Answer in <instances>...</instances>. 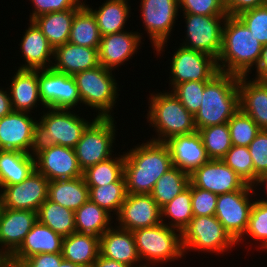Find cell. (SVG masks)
Instances as JSON below:
<instances>
[{"label": "cell", "instance_id": "obj_1", "mask_svg": "<svg viewBox=\"0 0 267 267\" xmlns=\"http://www.w3.org/2000/svg\"><path fill=\"white\" fill-rule=\"evenodd\" d=\"M124 152V179L127 194H151L157 180L173 167L164 142L144 140Z\"/></svg>", "mask_w": 267, "mask_h": 267}, {"label": "cell", "instance_id": "obj_2", "mask_svg": "<svg viewBox=\"0 0 267 267\" xmlns=\"http://www.w3.org/2000/svg\"><path fill=\"white\" fill-rule=\"evenodd\" d=\"M263 44L238 16L227 15L222 48L217 58L219 72L248 76L257 67Z\"/></svg>", "mask_w": 267, "mask_h": 267}, {"label": "cell", "instance_id": "obj_3", "mask_svg": "<svg viewBox=\"0 0 267 267\" xmlns=\"http://www.w3.org/2000/svg\"><path fill=\"white\" fill-rule=\"evenodd\" d=\"M239 76L219 72L206 85L202 104L194 115L196 130L228 123L240 109Z\"/></svg>", "mask_w": 267, "mask_h": 267}, {"label": "cell", "instance_id": "obj_4", "mask_svg": "<svg viewBox=\"0 0 267 267\" xmlns=\"http://www.w3.org/2000/svg\"><path fill=\"white\" fill-rule=\"evenodd\" d=\"M147 99L149 106L146 109V121L155 131V135L152 134L149 140L165 142L176 135H188L197 131L194 116L170 91L156 90Z\"/></svg>", "mask_w": 267, "mask_h": 267}, {"label": "cell", "instance_id": "obj_5", "mask_svg": "<svg viewBox=\"0 0 267 267\" xmlns=\"http://www.w3.org/2000/svg\"><path fill=\"white\" fill-rule=\"evenodd\" d=\"M133 232L137 253L144 267H161L184 259L181 232L162 222ZM162 264V265H161Z\"/></svg>", "mask_w": 267, "mask_h": 267}, {"label": "cell", "instance_id": "obj_6", "mask_svg": "<svg viewBox=\"0 0 267 267\" xmlns=\"http://www.w3.org/2000/svg\"><path fill=\"white\" fill-rule=\"evenodd\" d=\"M115 73L99 65L73 76L78 87L81 104L86 106L85 111L91 107L90 109L96 112V114L93 113L96 117H114L113 109L118 105L117 100L120 95V85L117 83ZM116 103L117 105H115Z\"/></svg>", "mask_w": 267, "mask_h": 267}, {"label": "cell", "instance_id": "obj_7", "mask_svg": "<svg viewBox=\"0 0 267 267\" xmlns=\"http://www.w3.org/2000/svg\"><path fill=\"white\" fill-rule=\"evenodd\" d=\"M81 111L71 109H43L38 119L37 146L59 145L74 148L87 126L96 118L88 120ZM79 113V114H77Z\"/></svg>", "mask_w": 267, "mask_h": 267}, {"label": "cell", "instance_id": "obj_8", "mask_svg": "<svg viewBox=\"0 0 267 267\" xmlns=\"http://www.w3.org/2000/svg\"><path fill=\"white\" fill-rule=\"evenodd\" d=\"M184 256L188 252L216 253L224 256L237 246V242L225 230L222 223L212 216H194L181 233Z\"/></svg>", "mask_w": 267, "mask_h": 267}, {"label": "cell", "instance_id": "obj_9", "mask_svg": "<svg viewBox=\"0 0 267 267\" xmlns=\"http://www.w3.org/2000/svg\"><path fill=\"white\" fill-rule=\"evenodd\" d=\"M115 121L114 117H96L83 132L74 147L82 171L115 155L113 148L118 130Z\"/></svg>", "mask_w": 267, "mask_h": 267}, {"label": "cell", "instance_id": "obj_10", "mask_svg": "<svg viewBox=\"0 0 267 267\" xmlns=\"http://www.w3.org/2000/svg\"><path fill=\"white\" fill-rule=\"evenodd\" d=\"M140 16L144 33L151 42L153 53L163 57L171 33L175 30L180 13L179 0H140ZM162 54V55H161Z\"/></svg>", "mask_w": 267, "mask_h": 267}, {"label": "cell", "instance_id": "obj_11", "mask_svg": "<svg viewBox=\"0 0 267 267\" xmlns=\"http://www.w3.org/2000/svg\"><path fill=\"white\" fill-rule=\"evenodd\" d=\"M185 40L179 45L218 58L222 48L223 26L227 15L205 16L182 13Z\"/></svg>", "mask_w": 267, "mask_h": 267}, {"label": "cell", "instance_id": "obj_12", "mask_svg": "<svg viewBox=\"0 0 267 267\" xmlns=\"http://www.w3.org/2000/svg\"><path fill=\"white\" fill-rule=\"evenodd\" d=\"M176 49V50H175ZM168 61L169 91L188 81L209 82L219 73L217 59L205 53L179 46Z\"/></svg>", "mask_w": 267, "mask_h": 267}, {"label": "cell", "instance_id": "obj_13", "mask_svg": "<svg viewBox=\"0 0 267 267\" xmlns=\"http://www.w3.org/2000/svg\"><path fill=\"white\" fill-rule=\"evenodd\" d=\"M254 196L249 184L242 190L218 195L215 216L236 242L246 231L251 208L255 201Z\"/></svg>", "mask_w": 267, "mask_h": 267}, {"label": "cell", "instance_id": "obj_14", "mask_svg": "<svg viewBox=\"0 0 267 267\" xmlns=\"http://www.w3.org/2000/svg\"><path fill=\"white\" fill-rule=\"evenodd\" d=\"M34 116L28 112L12 111L0 118V150L33 154L38 136L37 113Z\"/></svg>", "mask_w": 267, "mask_h": 267}, {"label": "cell", "instance_id": "obj_15", "mask_svg": "<svg viewBox=\"0 0 267 267\" xmlns=\"http://www.w3.org/2000/svg\"><path fill=\"white\" fill-rule=\"evenodd\" d=\"M38 86L41 102L45 108L73 109L81 105L78 87L73 76L52 68L38 70Z\"/></svg>", "mask_w": 267, "mask_h": 267}, {"label": "cell", "instance_id": "obj_16", "mask_svg": "<svg viewBox=\"0 0 267 267\" xmlns=\"http://www.w3.org/2000/svg\"><path fill=\"white\" fill-rule=\"evenodd\" d=\"M35 170L49 181L83 176L74 148L45 145L34 150Z\"/></svg>", "mask_w": 267, "mask_h": 267}, {"label": "cell", "instance_id": "obj_17", "mask_svg": "<svg viewBox=\"0 0 267 267\" xmlns=\"http://www.w3.org/2000/svg\"><path fill=\"white\" fill-rule=\"evenodd\" d=\"M49 180L34 170L21 183L0 189L2 208L38 211L48 198Z\"/></svg>", "mask_w": 267, "mask_h": 267}, {"label": "cell", "instance_id": "obj_18", "mask_svg": "<svg viewBox=\"0 0 267 267\" xmlns=\"http://www.w3.org/2000/svg\"><path fill=\"white\" fill-rule=\"evenodd\" d=\"M125 30L119 33L101 37L98 47L99 64L104 68L116 72L121 65L127 64L141 49L143 36L141 31ZM116 69V70H115Z\"/></svg>", "mask_w": 267, "mask_h": 267}, {"label": "cell", "instance_id": "obj_19", "mask_svg": "<svg viewBox=\"0 0 267 267\" xmlns=\"http://www.w3.org/2000/svg\"><path fill=\"white\" fill-rule=\"evenodd\" d=\"M161 222V208L151 194H127L114 223L121 229L134 231Z\"/></svg>", "mask_w": 267, "mask_h": 267}, {"label": "cell", "instance_id": "obj_20", "mask_svg": "<svg viewBox=\"0 0 267 267\" xmlns=\"http://www.w3.org/2000/svg\"><path fill=\"white\" fill-rule=\"evenodd\" d=\"M190 183L217 195L242 190L247 185L223 160H209L195 169Z\"/></svg>", "mask_w": 267, "mask_h": 267}, {"label": "cell", "instance_id": "obj_21", "mask_svg": "<svg viewBox=\"0 0 267 267\" xmlns=\"http://www.w3.org/2000/svg\"><path fill=\"white\" fill-rule=\"evenodd\" d=\"M36 221V211L2 208L0 213V248L11 256L20 247Z\"/></svg>", "mask_w": 267, "mask_h": 267}, {"label": "cell", "instance_id": "obj_22", "mask_svg": "<svg viewBox=\"0 0 267 267\" xmlns=\"http://www.w3.org/2000/svg\"><path fill=\"white\" fill-rule=\"evenodd\" d=\"M27 24L28 28L25 29V32L23 31L24 35L18 44L23 62L17 68L29 70L50 69L53 64V47L33 21H29Z\"/></svg>", "mask_w": 267, "mask_h": 267}, {"label": "cell", "instance_id": "obj_23", "mask_svg": "<svg viewBox=\"0 0 267 267\" xmlns=\"http://www.w3.org/2000/svg\"><path fill=\"white\" fill-rule=\"evenodd\" d=\"M15 71L13 72L14 75L9 78L11 79L10 85L7 84L13 111L32 114L38 111V115H40L42 112L37 110V107L38 109L40 106L43 109L45 107L41 102L39 93L38 70L16 68Z\"/></svg>", "mask_w": 267, "mask_h": 267}, {"label": "cell", "instance_id": "obj_24", "mask_svg": "<svg viewBox=\"0 0 267 267\" xmlns=\"http://www.w3.org/2000/svg\"><path fill=\"white\" fill-rule=\"evenodd\" d=\"M164 143L169 148L173 166L189 175L210 160L198 131L188 135H176Z\"/></svg>", "mask_w": 267, "mask_h": 267}, {"label": "cell", "instance_id": "obj_25", "mask_svg": "<svg viewBox=\"0 0 267 267\" xmlns=\"http://www.w3.org/2000/svg\"><path fill=\"white\" fill-rule=\"evenodd\" d=\"M100 256L130 267H144L137 253L133 232L115 224L100 236Z\"/></svg>", "mask_w": 267, "mask_h": 267}, {"label": "cell", "instance_id": "obj_26", "mask_svg": "<svg viewBox=\"0 0 267 267\" xmlns=\"http://www.w3.org/2000/svg\"><path fill=\"white\" fill-rule=\"evenodd\" d=\"M63 239V236L36 221L20 247L10 256L12 267H18L25 259L36 254L62 253Z\"/></svg>", "mask_w": 267, "mask_h": 267}, {"label": "cell", "instance_id": "obj_27", "mask_svg": "<svg viewBox=\"0 0 267 267\" xmlns=\"http://www.w3.org/2000/svg\"><path fill=\"white\" fill-rule=\"evenodd\" d=\"M239 106L260 129L267 130V80L239 76Z\"/></svg>", "mask_w": 267, "mask_h": 267}, {"label": "cell", "instance_id": "obj_28", "mask_svg": "<svg viewBox=\"0 0 267 267\" xmlns=\"http://www.w3.org/2000/svg\"><path fill=\"white\" fill-rule=\"evenodd\" d=\"M98 48H89L70 42L54 49L52 69L74 76L99 66Z\"/></svg>", "mask_w": 267, "mask_h": 267}, {"label": "cell", "instance_id": "obj_29", "mask_svg": "<svg viewBox=\"0 0 267 267\" xmlns=\"http://www.w3.org/2000/svg\"><path fill=\"white\" fill-rule=\"evenodd\" d=\"M84 5L93 13L102 36L127 30V21L131 17L130 0H106L95 9L86 3Z\"/></svg>", "mask_w": 267, "mask_h": 267}, {"label": "cell", "instance_id": "obj_30", "mask_svg": "<svg viewBox=\"0 0 267 267\" xmlns=\"http://www.w3.org/2000/svg\"><path fill=\"white\" fill-rule=\"evenodd\" d=\"M47 199L75 212L89 200V187L83 176L53 180L49 182Z\"/></svg>", "mask_w": 267, "mask_h": 267}, {"label": "cell", "instance_id": "obj_31", "mask_svg": "<svg viewBox=\"0 0 267 267\" xmlns=\"http://www.w3.org/2000/svg\"><path fill=\"white\" fill-rule=\"evenodd\" d=\"M100 237L93 234L72 233L64 237L63 258L83 267H92L100 255Z\"/></svg>", "mask_w": 267, "mask_h": 267}, {"label": "cell", "instance_id": "obj_32", "mask_svg": "<svg viewBox=\"0 0 267 267\" xmlns=\"http://www.w3.org/2000/svg\"><path fill=\"white\" fill-rule=\"evenodd\" d=\"M78 10L67 9L47 13L34 18L32 21L45 35L53 49H55L68 42L74 15Z\"/></svg>", "mask_w": 267, "mask_h": 267}, {"label": "cell", "instance_id": "obj_33", "mask_svg": "<svg viewBox=\"0 0 267 267\" xmlns=\"http://www.w3.org/2000/svg\"><path fill=\"white\" fill-rule=\"evenodd\" d=\"M35 170L33 154L0 150V189L21 183Z\"/></svg>", "mask_w": 267, "mask_h": 267}, {"label": "cell", "instance_id": "obj_34", "mask_svg": "<svg viewBox=\"0 0 267 267\" xmlns=\"http://www.w3.org/2000/svg\"><path fill=\"white\" fill-rule=\"evenodd\" d=\"M74 213L77 233L93 234L100 237L115 224L113 223L115 217L90 200Z\"/></svg>", "mask_w": 267, "mask_h": 267}, {"label": "cell", "instance_id": "obj_35", "mask_svg": "<svg viewBox=\"0 0 267 267\" xmlns=\"http://www.w3.org/2000/svg\"><path fill=\"white\" fill-rule=\"evenodd\" d=\"M37 221L63 237L76 232L75 213L46 199L37 211Z\"/></svg>", "mask_w": 267, "mask_h": 267}, {"label": "cell", "instance_id": "obj_36", "mask_svg": "<svg viewBox=\"0 0 267 267\" xmlns=\"http://www.w3.org/2000/svg\"><path fill=\"white\" fill-rule=\"evenodd\" d=\"M101 41L98 25L93 13L83 5L74 15L68 42L98 48Z\"/></svg>", "mask_w": 267, "mask_h": 267}, {"label": "cell", "instance_id": "obj_37", "mask_svg": "<svg viewBox=\"0 0 267 267\" xmlns=\"http://www.w3.org/2000/svg\"><path fill=\"white\" fill-rule=\"evenodd\" d=\"M88 167L83 171L87 186H103L112 182H125L124 152Z\"/></svg>", "mask_w": 267, "mask_h": 267}, {"label": "cell", "instance_id": "obj_38", "mask_svg": "<svg viewBox=\"0 0 267 267\" xmlns=\"http://www.w3.org/2000/svg\"><path fill=\"white\" fill-rule=\"evenodd\" d=\"M193 217L190 183L184 191L161 208V219L163 224L182 233Z\"/></svg>", "mask_w": 267, "mask_h": 267}, {"label": "cell", "instance_id": "obj_39", "mask_svg": "<svg viewBox=\"0 0 267 267\" xmlns=\"http://www.w3.org/2000/svg\"><path fill=\"white\" fill-rule=\"evenodd\" d=\"M190 184V175L173 166L161 176L151 192L152 198L162 208Z\"/></svg>", "mask_w": 267, "mask_h": 267}, {"label": "cell", "instance_id": "obj_40", "mask_svg": "<svg viewBox=\"0 0 267 267\" xmlns=\"http://www.w3.org/2000/svg\"><path fill=\"white\" fill-rule=\"evenodd\" d=\"M252 241H247V238ZM259 241V242H258ZM247 243L249 249L255 243V250H267V203L255 200L249 215V221L244 235L237 241V246ZM253 242V243H252ZM250 243V244H249ZM264 249V250H263Z\"/></svg>", "mask_w": 267, "mask_h": 267}, {"label": "cell", "instance_id": "obj_41", "mask_svg": "<svg viewBox=\"0 0 267 267\" xmlns=\"http://www.w3.org/2000/svg\"><path fill=\"white\" fill-rule=\"evenodd\" d=\"M88 187L89 200L116 217L127 195L125 182H112L103 186Z\"/></svg>", "mask_w": 267, "mask_h": 267}, {"label": "cell", "instance_id": "obj_42", "mask_svg": "<svg viewBox=\"0 0 267 267\" xmlns=\"http://www.w3.org/2000/svg\"><path fill=\"white\" fill-rule=\"evenodd\" d=\"M197 131L210 160H222L232 147L227 123L204 127Z\"/></svg>", "mask_w": 267, "mask_h": 267}, {"label": "cell", "instance_id": "obj_43", "mask_svg": "<svg viewBox=\"0 0 267 267\" xmlns=\"http://www.w3.org/2000/svg\"><path fill=\"white\" fill-rule=\"evenodd\" d=\"M227 124L231 136V143L234 146L248 147L261 130L241 109L232 116Z\"/></svg>", "mask_w": 267, "mask_h": 267}, {"label": "cell", "instance_id": "obj_44", "mask_svg": "<svg viewBox=\"0 0 267 267\" xmlns=\"http://www.w3.org/2000/svg\"><path fill=\"white\" fill-rule=\"evenodd\" d=\"M222 160L247 184L254 182V165L248 147L232 145Z\"/></svg>", "mask_w": 267, "mask_h": 267}, {"label": "cell", "instance_id": "obj_45", "mask_svg": "<svg viewBox=\"0 0 267 267\" xmlns=\"http://www.w3.org/2000/svg\"><path fill=\"white\" fill-rule=\"evenodd\" d=\"M207 83L201 81L183 82L176 85L170 92L194 116L202 104L203 92Z\"/></svg>", "mask_w": 267, "mask_h": 267}, {"label": "cell", "instance_id": "obj_46", "mask_svg": "<svg viewBox=\"0 0 267 267\" xmlns=\"http://www.w3.org/2000/svg\"><path fill=\"white\" fill-rule=\"evenodd\" d=\"M237 16L259 42L267 44V5L243 11Z\"/></svg>", "mask_w": 267, "mask_h": 267}, {"label": "cell", "instance_id": "obj_47", "mask_svg": "<svg viewBox=\"0 0 267 267\" xmlns=\"http://www.w3.org/2000/svg\"><path fill=\"white\" fill-rule=\"evenodd\" d=\"M181 13H191L205 16L227 15L223 0H179Z\"/></svg>", "mask_w": 267, "mask_h": 267}, {"label": "cell", "instance_id": "obj_48", "mask_svg": "<svg viewBox=\"0 0 267 267\" xmlns=\"http://www.w3.org/2000/svg\"><path fill=\"white\" fill-rule=\"evenodd\" d=\"M218 195L191 184V204L193 216L215 215Z\"/></svg>", "mask_w": 267, "mask_h": 267}, {"label": "cell", "instance_id": "obj_49", "mask_svg": "<svg viewBox=\"0 0 267 267\" xmlns=\"http://www.w3.org/2000/svg\"><path fill=\"white\" fill-rule=\"evenodd\" d=\"M32 4V13L30 12L29 20L57 11H64L67 9H80L84 5V0H29Z\"/></svg>", "mask_w": 267, "mask_h": 267}, {"label": "cell", "instance_id": "obj_50", "mask_svg": "<svg viewBox=\"0 0 267 267\" xmlns=\"http://www.w3.org/2000/svg\"><path fill=\"white\" fill-rule=\"evenodd\" d=\"M254 165V181L267 172V130L261 129L248 146Z\"/></svg>", "mask_w": 267, "mask_h": 267}, {"label": "cell", "instance_id": "obj_51", "mask_svg": "<svg viewBox=\"0 0 267 267\" xmlns=\"http://www.w3.org/2000/svg\"><path fill=\"white\" fill-rule=\"evenodd\" d=\"M63 259L62 253H40L25 259L18 267H56Z\"/></svg>", "mask_w": 267, "mask_h": 267}, {"label": "cell", "instance_id": "obj_52", "mask_svg": "<svg viewBox=\"0 0 267 267\" xmlns=\"http://www.w3.org/2000/svg\"><path fill=\"white\" fill-rule=\"evenodd\" d=\"M227 15L237 16L241 12L267 5V0H223Z\"/></svg>", "mask_w": 267, "mask_h": 267}, {"label": "cell", "instance_id": "obj_53", "mask_svg": "<svg viewBox=\"0 0 267 267\" xmlns=\"http://www.w3.org/2000/svg\"><path fill=\"white\" fill-rule=\"evenodd\" d=\"M255 74L253 73V78L258 80H267V44L263 45L261 51V57L255 68Z\"/></svg>", "mask_w": 267, "mask_h": 267}, {"label": "cell", "instance_id": "obj_54", "mask_svg": "<svg viewBox=\"0 0 267 267\" xmlns=\"http://www.w3.org/2000/svg\"><path fill=\"white\" fill-rule=\"evenodd\" d=\"M13 111L8 88L0 86V118Z\"/></svg>", "mask_w": 267, "mask_h": 267}, {"label": "cell", "instance_id": "obj_55", "mask_svg": "<svg viewBox=\"0 0 267 267\" xmlns=\"http://www.w3.org/2000/svg\"><path fill=\"white\" fill-rule=\"evenodd\" d=\"M251 187H252V190H253L255 196H258L257 193L260 192L259 197L261 195V191H257V190H261L263 188L264 191L262 193H265V196L267 198V172L257 176L255 181L251 184ZM255 199L260 201V202L267 203V199H265V197L264 198L262 197L260 199H257L255 197Z\"/></svg>", "mask_w": 267, "mask_h": 267}, {"label": "cell", "instance_id": "obj_56", "mask_svg": "<svg viewBox=\"0 0 267 267\" xmlns=\"http://www.w3.org/2000/svg\"><path fill=\"white\" fill-rule=\"evenodd\" d=\"M92 267H130L124 263L117 262L102 256H98Z\"/></svg>", "mask_w": 267, "mask_h": 267}, {"label": "cell", "instance_id": "obj_57", "mask_svg": "<svg viewBox=\"0 0 267 267\" xmlns=\"http://www.w3.org/2000/svg\"><path fill=\"white\" fill-rule=\"evenodd\" d=\"M0 267H12L11 257L0 248Z\"/></svg>", "mask_w": 267, "mask_h": 267}, {"label": "cell", "instance_id": "obj_58", "mask_svg": "<svg viewBox=\"0 0 267 267\" xmlns=\"http://www.w3.org/2000/svg\"><path fill=\"white\" fill-rule=\"evenodd\" d=\"M56 267H83V266H80V265H77V264H74L70 261H67L65 259H63L60 263L59 266H56Z\"/></svg>", "mask_w": 267, "mask_h": 267}, {"label": "cell", "instance_id": "obj_59", "mask_svg": "<svg viewBox=\"0 0 267 267\" xmlns=\"http://www.w3.org/2000/svg\"><path fill=\"white\" fill-rule=\"evenodd\" d=\"M1 210H2V201H1V197H0V213H1Z\"/></svg>", "mask_w": 267, "mask_h": 267}]
</instances>
